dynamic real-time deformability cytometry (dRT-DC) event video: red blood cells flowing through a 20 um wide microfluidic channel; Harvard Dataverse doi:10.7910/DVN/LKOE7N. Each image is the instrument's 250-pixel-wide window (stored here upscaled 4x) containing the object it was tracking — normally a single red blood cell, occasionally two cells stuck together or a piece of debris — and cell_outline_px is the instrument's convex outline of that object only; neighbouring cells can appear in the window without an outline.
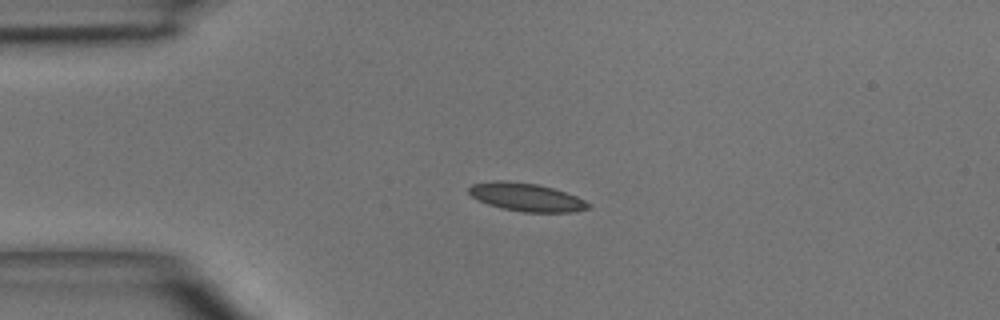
{"species": "common noctule bat (a hibernating species)", "species_latin": "Nyctalus noctula", "temperature_condition": "room temperature", "stored_images_in_passage": 6, "camera_frame_rate_fps": 3000, "um_per_image_px": 0.085, "animal": {"sex": "male", "body_mass_g": 15.6}, "frame": {"image": 1, "passage_image": 4, "time_ms": 3.333, "image_size_px": [1000, 320], "cell_outline_px": [[592, 208], [576, 212], [524, 212], [500, 208], [476, 200], [468, 192], [468, 188], [472, 184], [496, 180], [504, 180], [536, 184], [552, 188], [576, 196], [592, 204]], "centroid_in_image_um": [44.75, 16.77], "position_along_channel_um": 40.3, "area_um2": 19.71}}
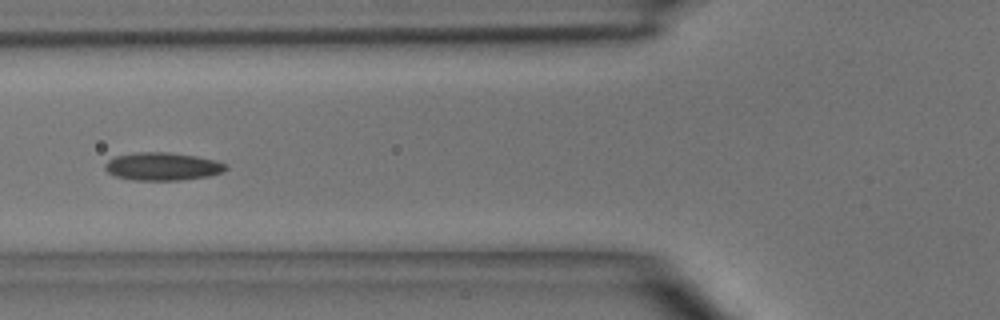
{"frame": {"image": 2, "passage_image": 6, "time_ms": 5.667, "image_size_px": [1000, 320], "cell_outline_px": [[228, 168], [224, 172], [208, 176], [180, 180], [132, 180], [116, 176], [108, 172], [104, 168], [104, 164], [108, 160], [116, 156], [136, 152], [168, 152], [196, 156], [216, 160], [228, 164]], "centroid_in_image_um": [13.84, 14.14], "position_along_channel_um": 112.0, "area_um2": 19.77}}